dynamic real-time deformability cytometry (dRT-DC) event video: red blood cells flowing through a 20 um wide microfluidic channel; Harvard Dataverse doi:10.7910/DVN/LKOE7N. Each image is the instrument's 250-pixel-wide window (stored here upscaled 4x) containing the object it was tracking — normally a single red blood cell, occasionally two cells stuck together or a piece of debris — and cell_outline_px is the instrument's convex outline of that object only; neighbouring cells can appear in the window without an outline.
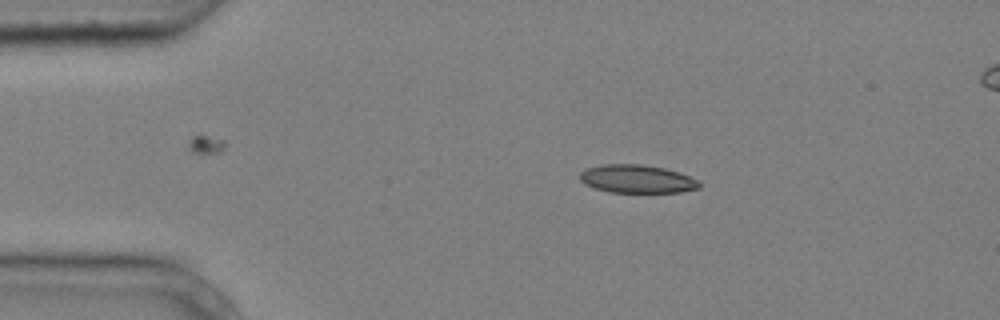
{"species": "common noctule bat (a hibernating species)", "species_latin": "Nyctalus noctula", "temperature_condition": "cold", "stored_images_in_passage": 6, "camera_frame_rate_fps": 3000, "um_per_image_px": 0.085, "animal": {"sex": "male", "body_mass_g": 20.4}, "frame": {"image": 1, "passage_image": 1, "time_ms": 0.0, "image_size_px": [1000, 320], "cell_outline_px": [[700, 188], [680, 192], [608, 192], [584, 184], [580, 180], [580, 172], [588, 168], [604, 164], [640, 164], [664, 168], [680, 172], [696, 180], [700, 184]], "centroid_in_image_um": [54.13, 15.21], "position_along_channel_um": 30.9, "area_um2": 19.48}}
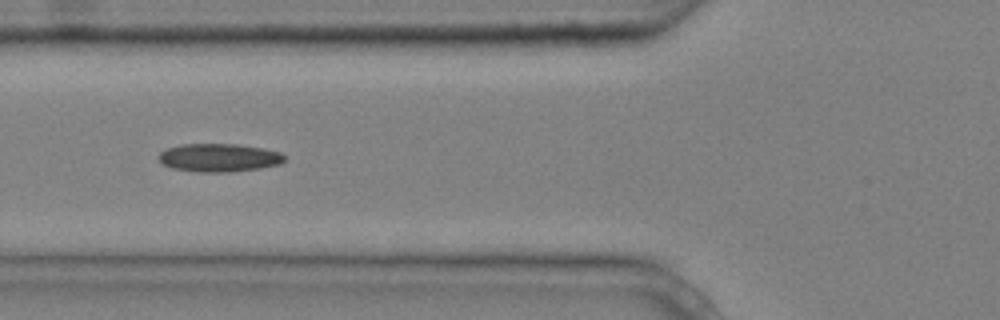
{"frame": {"image": 2, "passage_image": 4, "time_ms": 1.0, "image_size_px": [1000, 320], "cell_outline_px": [[284, 160], [280, 164], [260, 168], [228, 172], [196, 172], [172, 168], [164, 164], [156, 156], [160, 152], [168, 148], [180, 144], [240, 144], [264, 148], [280, 152], [284, 156]], "centroid_in_image_um": [18.61, 13.4], "position_along_channel_um": 107.2, "area_um2": 20.75}}